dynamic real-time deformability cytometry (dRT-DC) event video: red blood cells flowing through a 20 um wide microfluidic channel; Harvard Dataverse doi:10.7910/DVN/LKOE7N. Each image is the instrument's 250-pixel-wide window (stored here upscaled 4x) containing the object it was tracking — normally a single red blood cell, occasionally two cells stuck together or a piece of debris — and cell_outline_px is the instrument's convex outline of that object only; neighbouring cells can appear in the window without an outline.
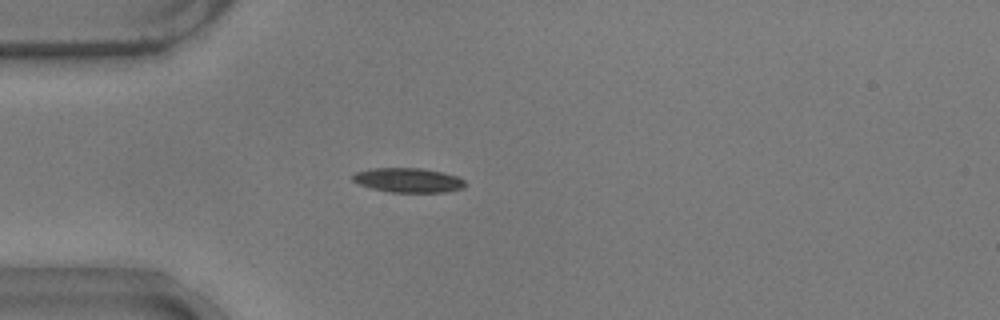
{"species": "common noctule bat (a hibernating species)", "species_latin": "Nyctalus noctula", "temperature_condition": "warm", "stored_images_in_passage": 17, "camera_frame_rate_fps": 3000, "um_per_image_px": 0.085, "animal": {"sex": "male", "body_mass_g": 17.9}, "frame": {"image": 1, "passage_image": 1, "time_ms": 0.0, "image_size_px": [1000, 320], "cell_outline_px": [[468, 184], [464, 188], [444, 192], [392, 192], [372, 188], [360, 184], [352, 180], [352, 176], [356, 172], [372, 168], [420, 168], [444, 172], [456, 176], [464, 180]], "centroid_in_image_um": [34.74, 15.31], "position_along_channel_um": 50.3, "area_um2": 16.01}}
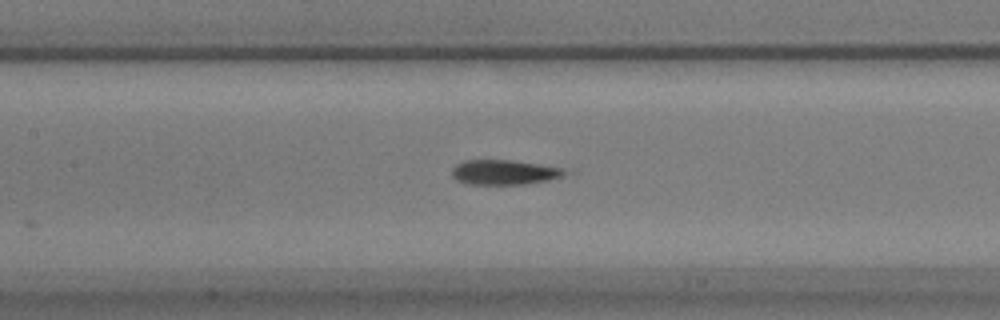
{"frame": {"image": 2, "passage_image": 11, "time_ms": 3.333, "image_size_px": [1000, 320], "cell_outline_px": [[576, 172], [548, 180], [524, 184], [464, 184], [456, 180], [452, 176], [452, 168], [456, 164], [464, 160], [512, 160], [560, 168]], "centroid_in_image_um": [42.85, 14.65], "position_along_channel_um": 164.5, "area_um2": 16.42}}
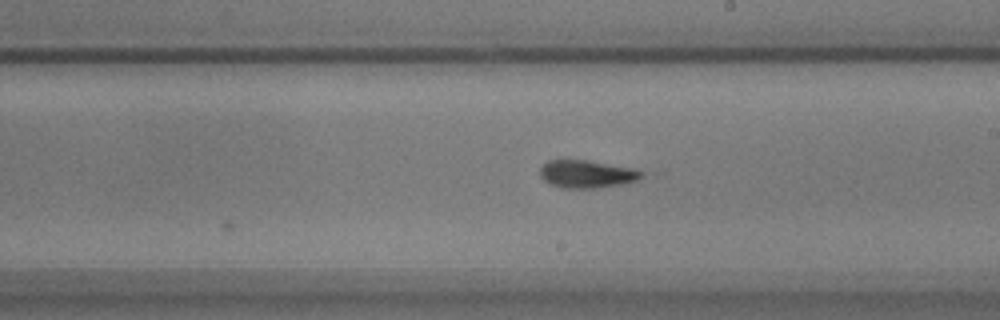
{"frame": {"image": 3, "passage_image": 17, "time_ms": 5.333, "image_size_px": [1000, 320], "cell_outline_px": [[644, 176], [640, 180], [628, 184], [596, 188], [560, 188], [548, 184], [540, 176], [540, 168], [548, 160], [588, 160], [636, 168], [644, 172]], "centroid_in_image_um": [49.95, 14.8], "position_along_channel_um": 239.1, "area_um2": 16.94}}